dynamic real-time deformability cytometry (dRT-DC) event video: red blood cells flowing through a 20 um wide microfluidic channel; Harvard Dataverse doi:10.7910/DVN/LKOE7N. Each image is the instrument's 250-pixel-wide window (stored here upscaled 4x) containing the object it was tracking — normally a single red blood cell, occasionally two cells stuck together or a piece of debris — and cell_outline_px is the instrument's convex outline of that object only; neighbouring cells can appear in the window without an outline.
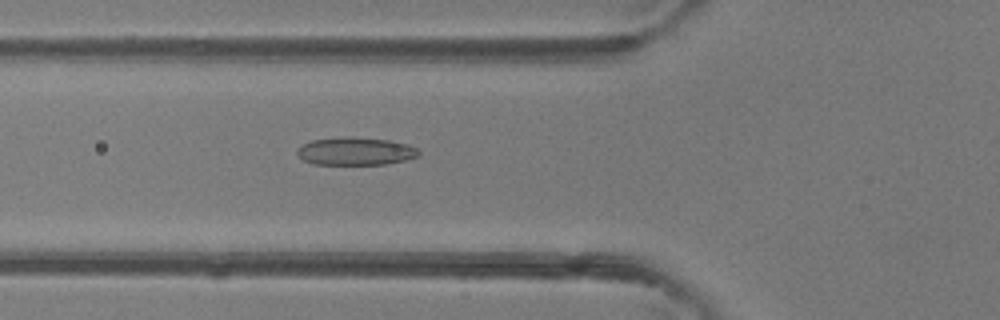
{"species": "common noctule bat (a hibernating species)", "species_latin": "Nyctalus noctula", "temperature_condition": "room temperature", "stored_images_in_passage": 35, "camera_frame_rate_fps": 3000, "um_per_image_px": 0.085, "animal": {"sex": "female"}, "frame": {"image": 1, "passage_image": 6, "time_ms": 1.667, "image_size_px": [1000, 320], "cell_outline_px": [[420, 156], [388, 164], [312, 164], [296, 156], [296, 148], [300, 144], [312, 140], [344, 136], [352, 136], [388, 140], [408, 144], [416, 148], [420, 152]], "centroid_in_image_um": [30.17, 12.84], "position_along_channel_um": 95.6, "area_um2": 20.06}}
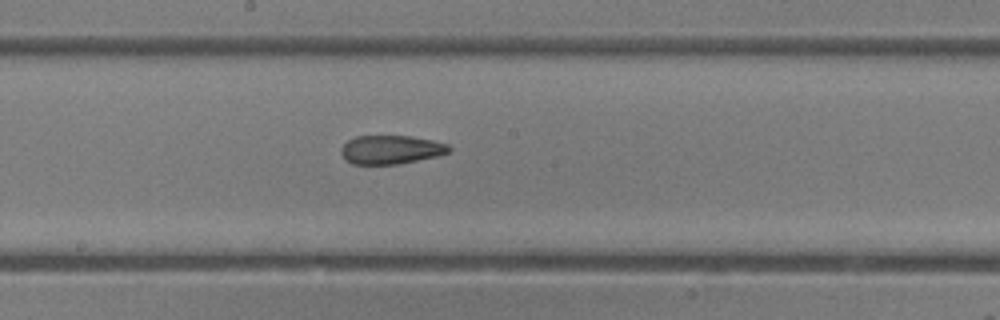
{"frame": {"image": 2, "passage_image": 14, "time_ms": 4.333, "image_size_px": [1000, 320], "cell_outline_px": [[452, 148], [448, 152], [436, 156], [396, 164], [352, 164], [344, 160], [340, 152], [340, 148], [348, 140], [356, 136], [412, 136], [432, 140], [448, 144]], "centroid_in_image_um": [33.19, 12.71], "position_along_channel_um": 215.0, "area_um2": 18.03}}
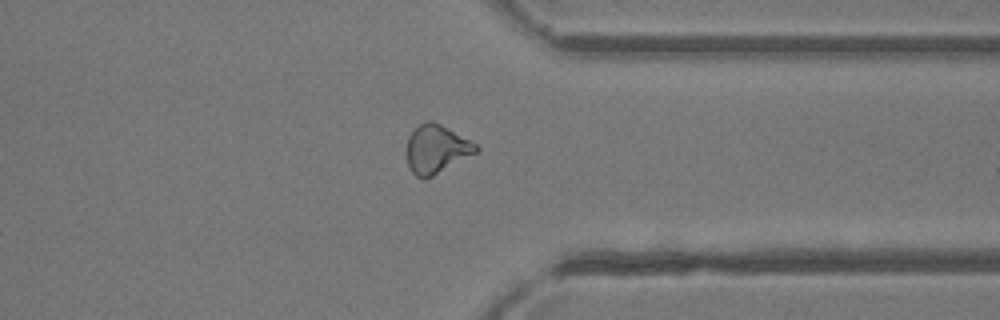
{"frame": {"image": 3, "passage_image": 25, "time_ms": 8.0, "image_size_px": [1000, 320], "cell_outline_px": [[480, 148], [476, 152], [432, 176], [416, 176], [412, 172], [408, 164], [408, 136], [420, 124], [428, 120], [432, 120], [440, 124], [476, 144]], "centroid_in_image_um": [37.09, 12.65], "position_along_channel_um": 374.3, "area_um2": 18.79}, "authors_computed_cell_mechanics": {"area_um2": 18.8428, "velocity_mm_per_s": 4.454, "shape_relaxation_time_tau1_ms": null, "shape_relaxation_time_tau2_ms": 1.718, "deformation_change_tau1": null, "deformation_change_tau2": 0.095}}